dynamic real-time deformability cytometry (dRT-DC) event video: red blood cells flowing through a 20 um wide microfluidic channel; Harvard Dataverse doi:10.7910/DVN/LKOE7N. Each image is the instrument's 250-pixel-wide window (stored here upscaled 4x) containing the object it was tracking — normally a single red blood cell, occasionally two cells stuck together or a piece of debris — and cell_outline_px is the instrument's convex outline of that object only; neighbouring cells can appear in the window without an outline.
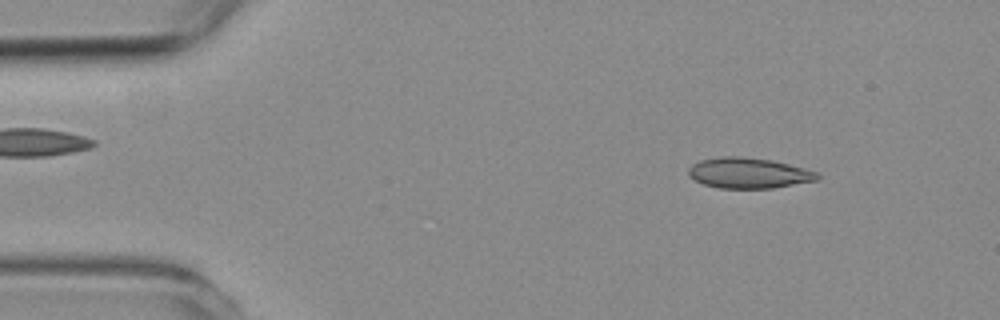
{"species": "common noctule bat (a hibernating species)", "species_latin": "Nyctalus noctula", "temperature_condition": "room temperature", "stored_images_in_passage": 53, "camera_frame_rate_fps": 3000, "um_per_image_px": 0.085, "animal": {"sex": "female", "body_mass_g": 19.3, "forearm_length_mm": 54.1}, "frame": {"image": 1, "passage_image": 3, "time_ms": 0.667, "image_size_px": [1000, 320], "cell_outline_px": [[820, 180], [772, 188], [720, 188], [704, 184], [688, 176], [688, 168], [692, 164], [700, 160], [724, 156], [740, 156], [772, 160], [820, 172]], "centroid_in_image_um": [63.67, 14.7], "position_along_channel_um": 21.3, "area_um2": 23.06}}
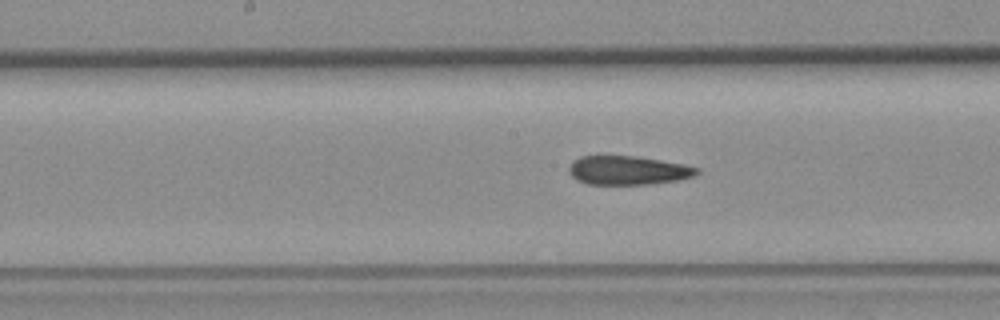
{"frame": {"image": 2, "passage_image": 24, "time_ms": 7.667, "image_size_px": [1000, 320], "cell_outline_px": [[700, 172], [696, 176], [680, 180], [648, 184], [588, 184], [576, 180], [568, 172], [568, 168], [572, 160], [580, 156], [636, 156], [684, 164], [700, 168]], "centroid_in_image_um": [53.39, 14.48], "position_along_channel_um": 194.8, "area_um2": 21.73}}
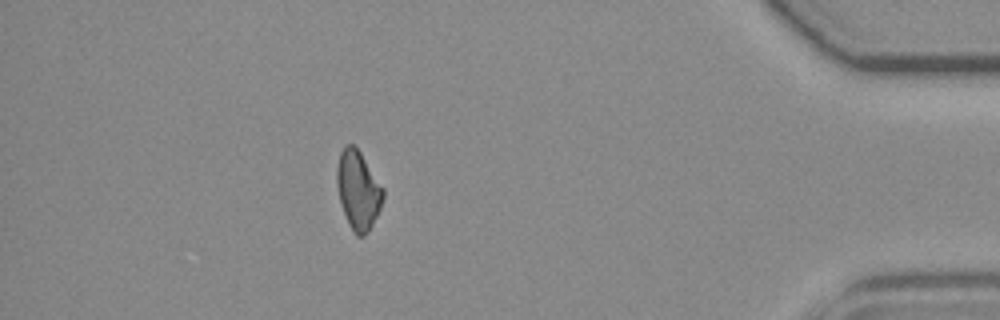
{"frame": {"image": 3, "passage_image": 46, "time_ms": 15.0, "image_size_px": [1000, 320], "cell_outline_px": [[384, 196], [380, 208], [368, 232], [364, 236], [356, 236], [352, 232], [348, 224], [340, 204], [336, 184], [336, 168], [340, 152], [344, 144], [356, 144], [384, 188]], "centroid_in_image_um": [30.42, 16.13], "position_along_channel_um": 404.8, "area_um2": 21.68}, "authors_computed_cell_mechanics": {"area_um2": 22.3108, "velocity_mm_per_s": 3.5728, "shape_relaxation_time_tau1_ms": null, "shape_relaxation_time_tau2_ms": 6.7728, "deformation_change_tau1": null, "deformation_change_tau2": 0.1389}}